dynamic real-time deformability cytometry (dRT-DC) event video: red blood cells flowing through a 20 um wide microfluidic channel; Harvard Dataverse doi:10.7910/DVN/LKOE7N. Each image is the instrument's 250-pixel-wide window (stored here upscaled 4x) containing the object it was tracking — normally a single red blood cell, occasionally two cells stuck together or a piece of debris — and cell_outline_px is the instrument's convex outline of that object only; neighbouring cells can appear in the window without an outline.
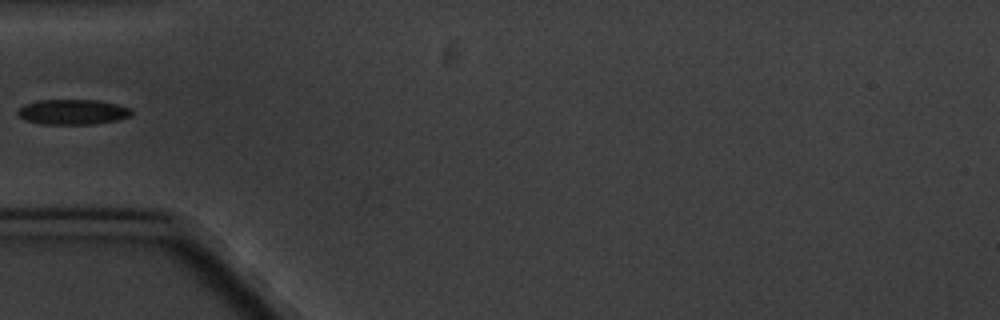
{"species": "common noctule bat (a hibernating species)", "species_latin": "Nyctalus noctula", "temperature_condition": "cold", "stored_images_in_passage": 9, "camera_frame_rate_fps": 3000, "um_per_image_px": 0.085, "animal": {"sex": "male", "body_mass_g": 20.1, "forearm_length_mm": 53.5}, "frame": {"image": 1, "passage_image": 6, "time_ms": 6.0, "image_size_px": [1000, 320], "cell_outline_px": [[132, 116], [116, 120], [92, 124], [40, 124], [24, 120], [16, 112], [24, 104], [40, 100], [96, 100], [116, 104], [132, 108]], "centroid_in_image_um": [6.18, 9.52], "position_along_channel_um": 78.8, "area_um2": 16.7}}